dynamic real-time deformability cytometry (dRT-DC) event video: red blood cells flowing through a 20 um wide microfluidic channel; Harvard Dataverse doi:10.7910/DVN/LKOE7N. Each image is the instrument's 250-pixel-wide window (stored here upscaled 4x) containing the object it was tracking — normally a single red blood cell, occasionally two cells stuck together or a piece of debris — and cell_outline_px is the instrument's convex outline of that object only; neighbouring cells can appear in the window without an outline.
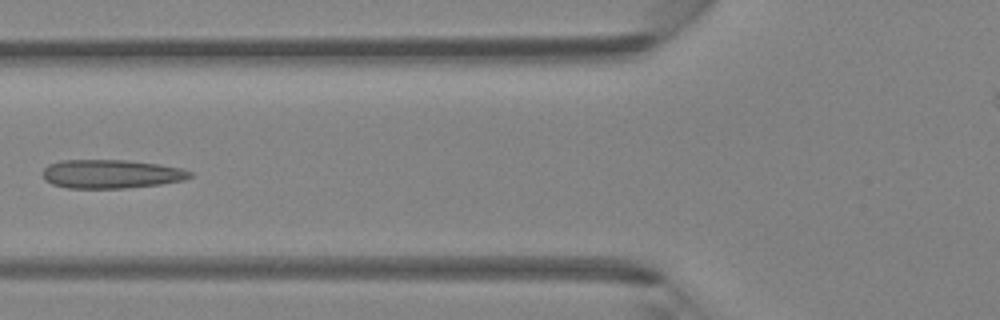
{"species": "Egyptian fruit bat (a non-hibernating species)", "species_latin": "Rousettus aegyptiacus", "temperature_condition": "room temperature", "stored_images_in_passage": 5, "camera_frame_rate_fps": 3000, "um_per_image_px": 0.085, "animal": {"sex": "female"}, "frame": {"image": 1, "passage_image": 5, "time_ms": 5.333, "image_size_px": [1000, 320], "cell_outline_px": [[192, 176], [184, 180], [160, 184], [124, 188], [68, 188], [52, 184], [44, 180], [40, 172], [48, 164], [60, 160], [124, 160], [160, 164], [180, 168], [192, 172]], "centroid_in_image_um": [9.39, 14.78], "position_along_channel_um": 116.4, "area_um2": 24.8}}